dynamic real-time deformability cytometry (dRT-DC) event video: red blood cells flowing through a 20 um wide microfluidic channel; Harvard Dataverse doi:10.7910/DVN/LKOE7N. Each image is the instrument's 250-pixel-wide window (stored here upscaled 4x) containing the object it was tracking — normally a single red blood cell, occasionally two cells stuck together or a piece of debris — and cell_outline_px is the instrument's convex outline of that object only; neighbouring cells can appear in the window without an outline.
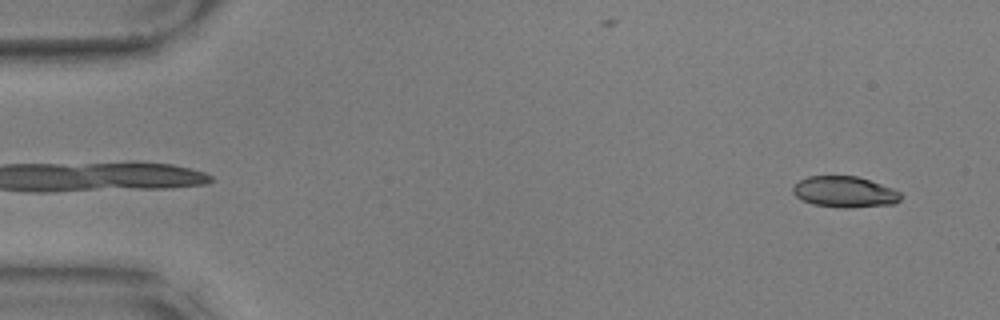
{"species": "common noctule bat (a hibernating species)", "species_latin": "Nyctalus noctula", "temperature_condition": "warm", "stored_images_in_passage": 8, "camera_frame_rate_fps": 3000, "um_per_image_px": 0.085, "animal": {"sex": "male", "body_mass_g": 17.9, "forearm_length_mm": 54.2}, "frame": {"image": 1, "passage_image": 4, "time_ms": 1.0, "image_size_px": [1000, 320], "cell_outline_px": [[900, 200], [896, 204], [852, 208], [840, 208], [812, 204], [796, 196], [792, 192], [792, 188], [800, 180], [808, 176], [856, 176], [892, 188], [900, 192]], "centroid_in_image_um": [71.8, 16.33], "position_along_channel_um": 13.2, "area_um2": 19.48}}